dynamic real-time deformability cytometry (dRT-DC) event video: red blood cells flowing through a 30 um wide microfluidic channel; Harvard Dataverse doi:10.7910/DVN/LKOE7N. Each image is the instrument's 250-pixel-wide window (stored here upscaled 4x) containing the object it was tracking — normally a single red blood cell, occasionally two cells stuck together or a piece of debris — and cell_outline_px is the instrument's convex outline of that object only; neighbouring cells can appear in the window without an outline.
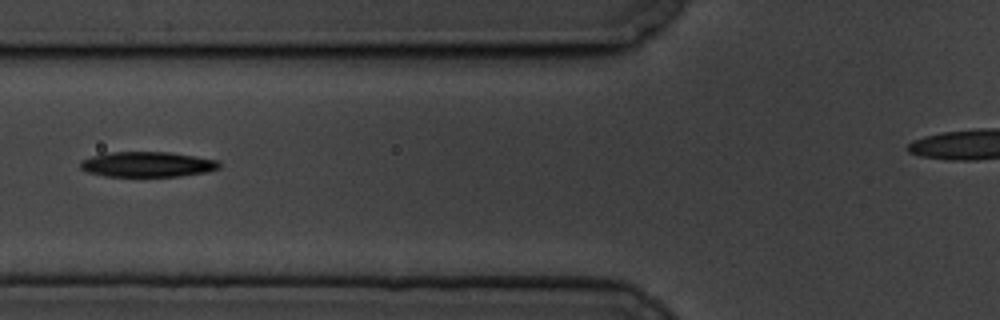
{"species": "common noctule bat (a hibernating species)", "species_latin": "Nyctalus noctula", "temperature_condition": "cold", "stored_images_in_passage": 9, "segment_of_instrument_passage": [1, 2], "camera_frame_rate_fps": 3000, "um_per_image_px": 0.085, "animal": {"sex": "male", "body_mass_g": 19.5, "forearm_length_mm": 54.6}, "frame": {"image": 1, "passage_image": 6, "time_ms": 6.667, "image_size_px": [1000, 320], "cell_outline_px": [[220, 168], [208, 172], [180, 176], [108, 176], [88, 172], [80, 168], [80, 160], [104, 152], [172, 152], [216, 160], [220, 164]], "centroid_in_image_um": [12.52, 13.96], "position_along_channel_um": 113.3, "area_um2": 20.46}}
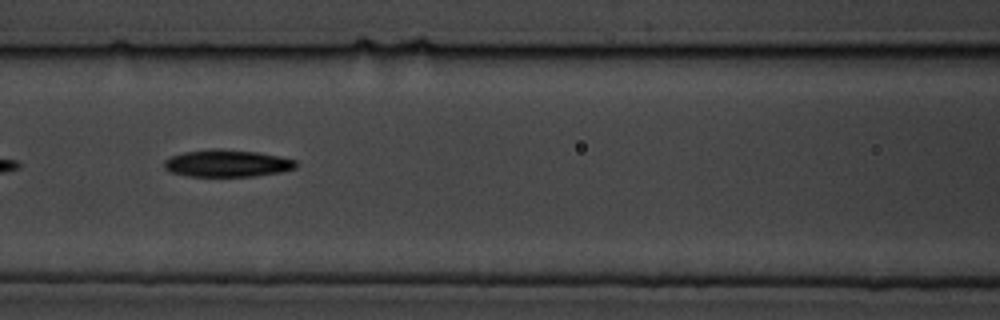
{"frame": {"image": 2, "passage_image": 7, "time_ms": 7.667, "image_size_px": [1000, 320], "cell_outline_px": [[296, 168], [280, 172], [252, 176], [188, 176], [172, 172], [164, 168], [164, 160], [172, 156], [184, 152], [212, 148], [220, 148], [256, 152], [296, 160]], "centroid_in_image_um": [19.28, 13.87], "position_along_channel_um": 147.3, "area_um2": 20.69}}
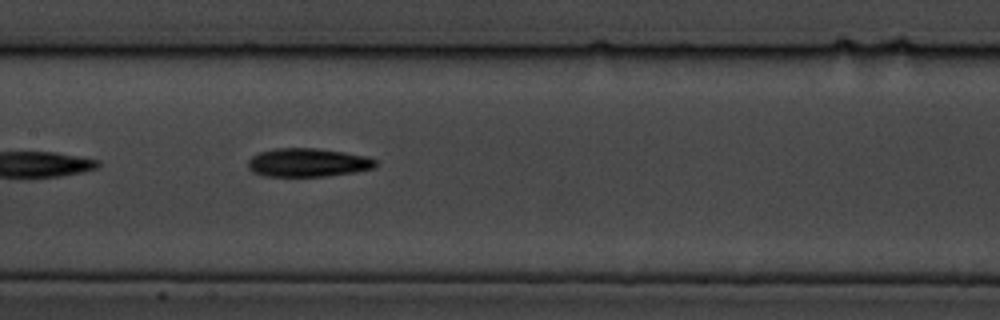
{"frame": {"image": 3, "passage_image": 8, "time_ms": 8.667, "image_size_px": [1000, 320], "cell_outline_px": [[376, 168], [356, 172], [324, 176], [264, 176], [252, 172], [248, 168], [248, 160], [252, 156], [260, 152], [276, 148], [316, 148], [344, 152], [368, 156], [376, 160]], "centroid_in_image_um": [26.18, 13.82], "position_along_channel_um": 181.2, "area_um2": 21.33}}